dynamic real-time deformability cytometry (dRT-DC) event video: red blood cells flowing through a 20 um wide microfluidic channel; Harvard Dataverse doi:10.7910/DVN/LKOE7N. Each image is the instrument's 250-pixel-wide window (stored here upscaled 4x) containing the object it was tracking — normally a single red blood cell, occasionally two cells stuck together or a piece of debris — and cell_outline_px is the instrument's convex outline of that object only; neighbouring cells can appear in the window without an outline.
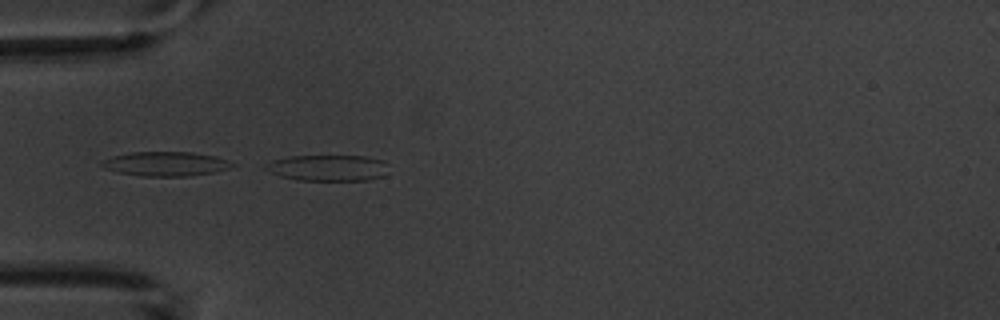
{"species": "common noctule bat (a hibernating species)", "species_latin": "Nyctalus noctula", "temperature_condition": "warm", "stored_images_in_passage": 4, "camera_frame_rate_fps": 3000, "um_per_image_px": 0.085, "animal": {"sex": "male", "body_mass_g": 20.1, "forearm_length_mm": 53.5}, "frame": {"image": 1, "passage_image": 4, "time_ms": 3.333, "image_size_px": [1000, 320], "cell_outline_px": [[384, 176], [368, 180], [296, 180], [280, 176], [264, 168], [272, 160], [288, 156], [368, 156], [384, 160]], "centroid_in_image_um": [27.86, 14.26], "position_along_channel_um": 57.1, "area_um2": 18.5}}